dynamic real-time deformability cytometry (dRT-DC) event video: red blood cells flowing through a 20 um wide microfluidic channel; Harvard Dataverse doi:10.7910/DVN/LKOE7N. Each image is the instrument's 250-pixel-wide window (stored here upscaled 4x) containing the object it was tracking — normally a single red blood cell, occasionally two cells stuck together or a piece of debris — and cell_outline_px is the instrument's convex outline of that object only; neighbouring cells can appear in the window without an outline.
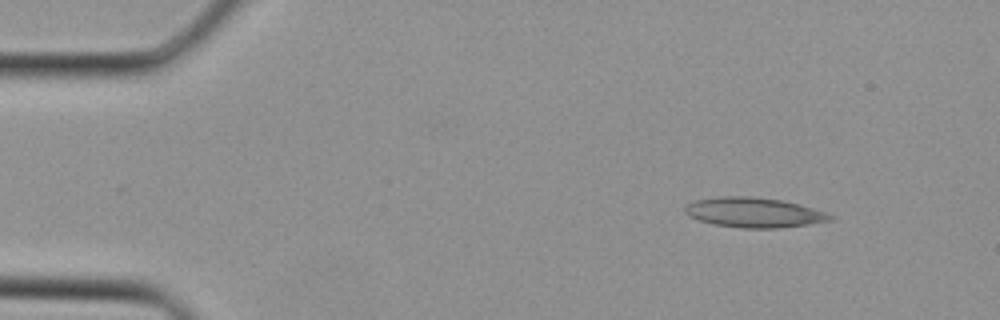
{"species": "Egyptian fruit bat (a non-hibernating species)", "species_latin": "Rousettus aegyptiacus", "temperature_condition": "cold", "stored_images_in_passage": 34, "camera_frame_rate_fps": 3000, "um_per_image_px": 0.085, "animal": {"sex": "female"}, "frame": {"image": 1, "passage_image": 3, "time_ms": 0.667, "image_size_px": [1000, 320], "cell_outline_px": [[836, 220], [808, 224], [776, 228], [744, 228], [712, 224], [688, 216], [684, 212], [684, 208], [692, 200], [720, 196], [752, 196], [780, 200], [800, 204], [828, 212], [836, 216]], "centroid_in_image_um": [64.12, 18.05], "position_along_channel_um": 20.9, "area_um2": 25.61}}
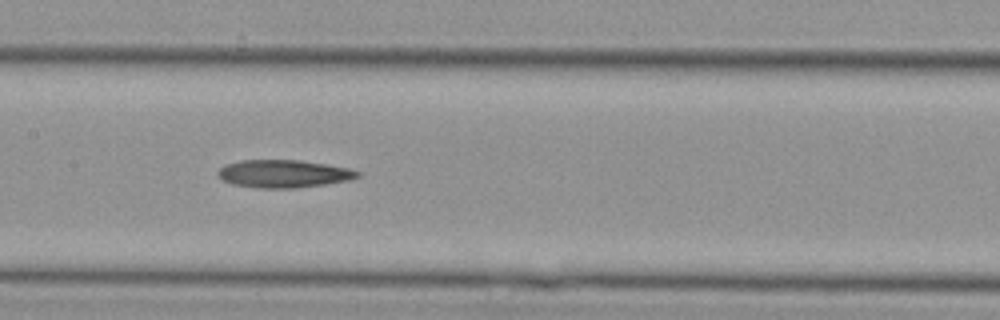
{"frame": {"image": 2, "passage_image": 16, "time_ms": 5.0, "image_size_px": [1000, 320], "cell_outline_px": [[360, 176], [348, 180], [324, 184], [292, 188], [260, 188], [232, 184], [224, 180], [216, 172], [224, 164], [240, 160], [300, 160], [348, 168], [360, 172]], "centroid_in_image_um": [24.07, 14.76], "position_along_channel_um": 183.3, "area_um2": 22.37}}
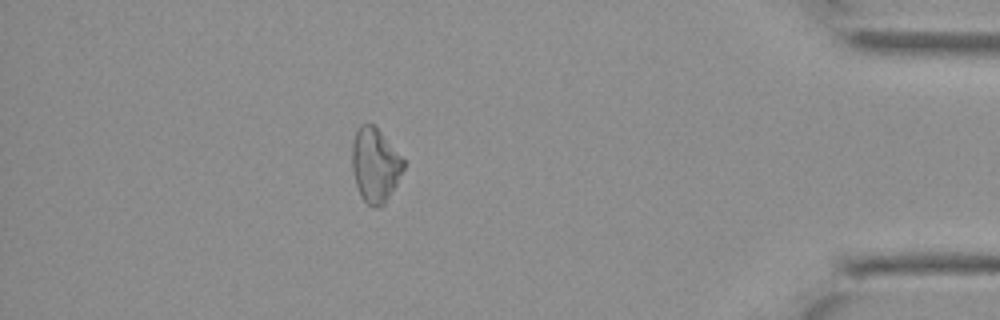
{"frame": {"image": 3, "passage_image": 30, "time_ms": 9.667, "image_size_px": [1000, 320], "cell_outline_px": [[404, 168], [396, 184], [384, 204], [380, 208], [372, 208], [360, 196], [356, 184], [352, 168], [352, 144], [356, 132], [360, 124], [372, 124], [380, 132], [404, 160]], "centroid_in_image_um": [31.86, 14.07], "position_along_channel_um": 403.3, "area_um2": 21.91}}